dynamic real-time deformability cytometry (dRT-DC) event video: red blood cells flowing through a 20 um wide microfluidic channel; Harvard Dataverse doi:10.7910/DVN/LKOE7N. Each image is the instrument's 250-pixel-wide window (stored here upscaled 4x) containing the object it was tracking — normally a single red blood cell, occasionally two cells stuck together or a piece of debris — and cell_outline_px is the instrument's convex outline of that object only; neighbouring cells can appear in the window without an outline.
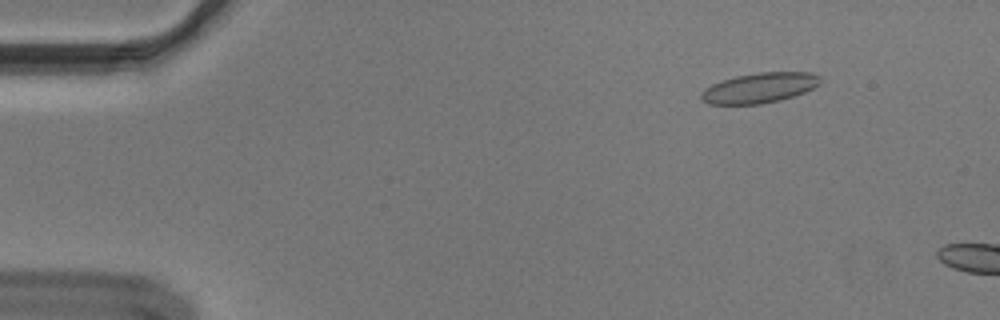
{"species": "Egyptian fruit bat (a non-hibernating species)", "species_latin": "Rousettus aegyptiacus", "temperature_condition": "cold", "stored_images_in_passage": 10, "camera_frame_rate_fps": 3000, "um_per_image_px": 0.085, "animal": {"sex": "male"}, "frame": {"image": 1, "passage_image": 7, "time_ms": 2.0, "image_size_px": [1000, 320], "cell_outline_px": [[820, 84], [804, 92], [780, 100], [760, 104], [708, 104], [700, 100], [700, 92], [704, 88], [720, 80], [736, 76], [760, 72], [812, 72], [820, 76]], "centroid_in_image_um": [64.51, 7.47], "position_along_channel_um": 20.5, "area_um2": 21.04}}